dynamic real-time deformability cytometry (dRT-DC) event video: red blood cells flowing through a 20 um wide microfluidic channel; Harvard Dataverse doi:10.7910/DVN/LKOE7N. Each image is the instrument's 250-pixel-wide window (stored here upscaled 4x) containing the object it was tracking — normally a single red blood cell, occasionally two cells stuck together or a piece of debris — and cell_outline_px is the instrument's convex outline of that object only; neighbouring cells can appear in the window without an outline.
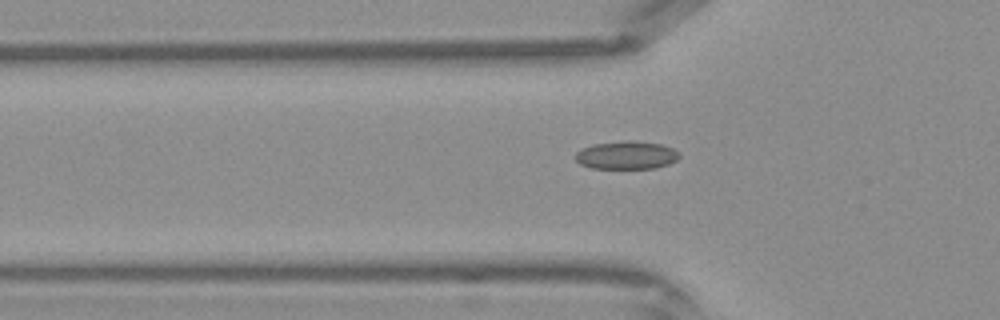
{"species": "Egyptian fruit bat (a non-hibernating species)", "species_latin": "Rousettus aegyptiacus", "temperature_condition": "warm", "stored_images_in_passage": 28, "camera_frame_rate_fps": 3000, "um_per_image_px": 0.085, "frame": {"image": 1, "passage_image": 4, "time_ms": 1.0, "image_size_px": [1000, 320], "cell_outline_px": [[680, 156], [676, 160], [668, 164], [656, 168], [592, 168], [580, 164], [576, 160], [576, 152], [580, 148], [592, 144], [624, 140], [632, 140], [660, 144], [672, 148], [680, 152]], "centroid_in_image_um": [53.24, 13.18], "position_along_channel_um": 72.6, "area_um2": 17.11}}
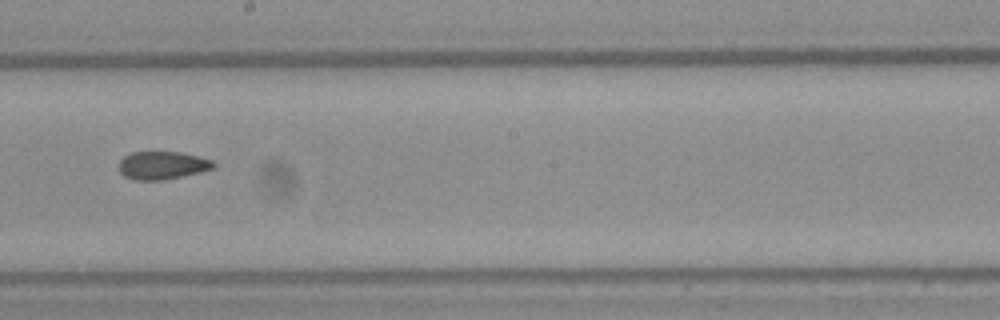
{"frame": {"image": 2, "passage_image": 14, "time_ms": 4.333, "image_size_px": [1000, 320], "cell_outline_px": [[216, 164], [212, 168], [200, 172], [164, 180], [136, 180], [124, 176], [120, 172], [120, 160], [124, 156], [132, 152], [180, 152], [212, 160]], "centroid_in_image_um": [13.78, 14.05], "position_along_channel_um": 234.4, "area_um2": 15.26}}
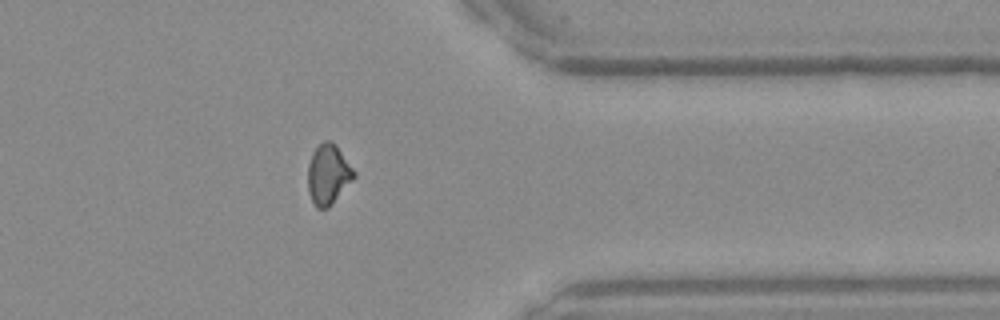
{"frame": {"image": 3, "passage_image": 24, "time_ms": 7.667, "image_size_px": [1000, 320], "cell_outline_px": [[356, 176], [332, 204], [328, 208], [316, 208], [312, 204], [308, 192], [308, 164], [312, 152], [324, 140], [332, 140], [336, 144], [356, 172]], "centroid_in_image_um": [27.89, 14.82], "position_along_channel_um": 383.5, "area_um2": 16.36}}